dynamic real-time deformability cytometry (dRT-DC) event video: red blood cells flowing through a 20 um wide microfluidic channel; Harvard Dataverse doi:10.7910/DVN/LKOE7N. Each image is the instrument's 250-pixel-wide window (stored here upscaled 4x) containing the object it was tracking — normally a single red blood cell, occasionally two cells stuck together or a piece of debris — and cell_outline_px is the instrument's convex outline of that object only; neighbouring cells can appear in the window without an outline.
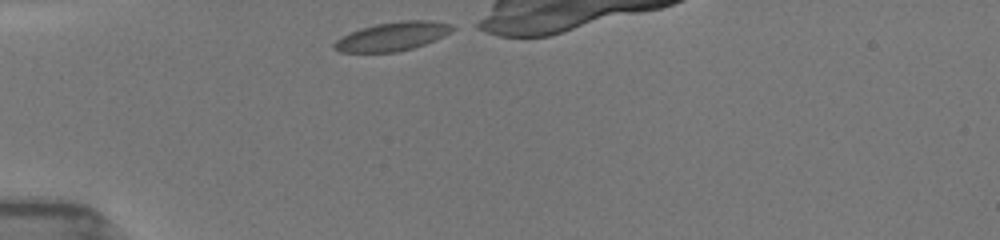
{"species": "common noctule bat (a hibernating species)", "species_latin": "Nyctalus noctula", "temperature_condition": "room temperature", "stored_images_in_passage": 5, "camera_frame_rate_fps": 3000, "um_per_image_px": 0.085, "animal": {"sex": "female", "body_mass_g": 19.5, "forearm_length_mm": 54.1}, "frame": {"image": 1, "passage_image": 1, "time_ms": 0.0, "image_size_px": [1000, 240], "cell_outline_px": [[460, 28], [444, 36], [424, 44], [412, 48], [396, 52], [340, 52], [332, 48], [332, 44], [340, 36], [360, 28], [376, 24], [400, 20], [432, 20], [452, 24]], "centroid_in_image_um": [33.38, 3.08], "position_along_channel_um": 51.6, "area_um2": 20.11}}
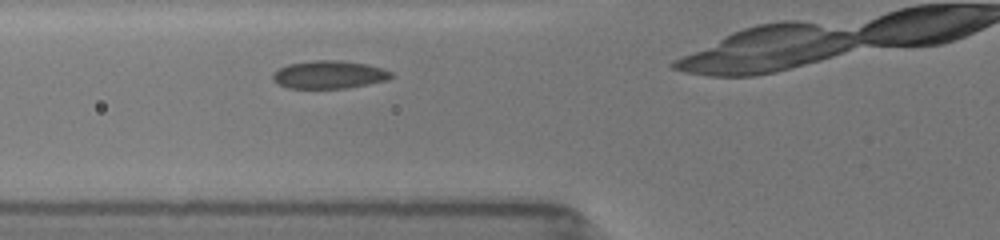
{"frame": {"image": 2, "passage_image": 3, "time_ms": 1.667, "image_size_px": [1000, 240], "cell_outline_px": [[392, 76], [388, 80], [344, 88], [288, 88], [276, 84], [272, 80], [272, 72], [288, 64], [312, 60], [336, 60], [364, 64], [384, 68], [392, 72]], "centroid_in_image_um": [27.92, 6.34], "position_along_channel_um": 97.9, "area_um2": 19.25}}